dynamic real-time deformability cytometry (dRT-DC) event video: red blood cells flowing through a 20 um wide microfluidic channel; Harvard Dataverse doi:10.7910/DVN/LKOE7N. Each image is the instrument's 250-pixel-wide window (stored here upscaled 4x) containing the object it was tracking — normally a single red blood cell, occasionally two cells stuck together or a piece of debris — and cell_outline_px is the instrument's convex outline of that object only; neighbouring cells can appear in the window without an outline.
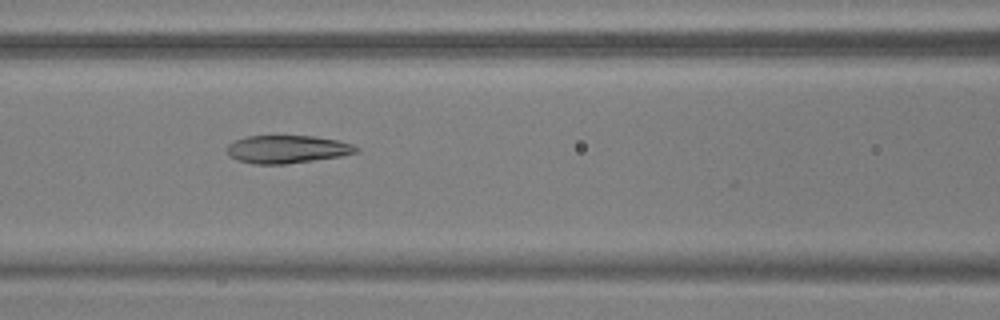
{"species": "common noctule bat (a hibernating species)", "species_latin": "Nyctalus noctula", "temperature_condition": "warm", "stored_images_in_passage": 23, "camera_frame_rate_fps": 3000, "um_per_image_px": 0.085, "animal": {"sex": "male", "body_mass_g": 17.9, "forearm_length_mm": 54.2}, "frame": {"image": 1, "passage_image": 19, "time_ms": 6.0, "image_size_px": [1000, 320], "cell_outline_px": [[360, 152], [340, 156], [284, 164], [252, 164], [228, 156], [228, 144], [236, 140], [248, 136], [316, 136], [336, 140], [352, 144], [360, 148]], "centroid_in_image_um": [24.43, 12.68], "position_along_channel_um": 142.2, "area_um2": 20.87}}
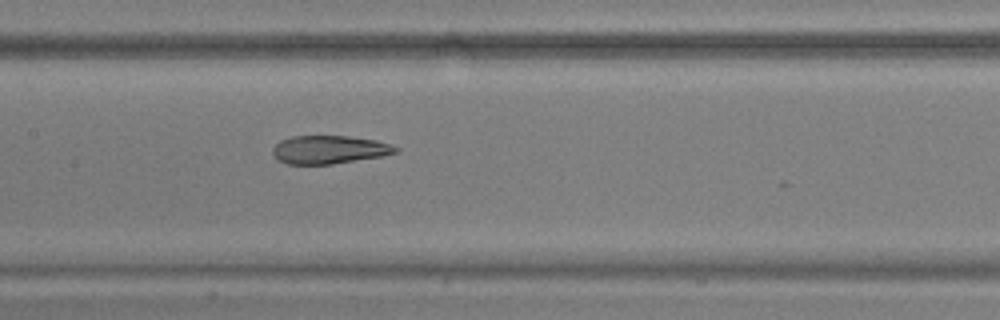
{"frame": {"image": 2, "passage_image": 22, "time_ms": 7.0, "image_size_px": [1000, 320], "cell_outline_px": [[400, 152], [384, 156], [332, 164], [288, 164], [280, 160], [272, 152], [272, 148], [280, 140], [292, 136], [348, 136], [376, 140], [392, 144], [400, 148]], "centroid_in_image_um": [28.05, 12.71], "position_along_channel_um": 179.3, "area_um2": 20.35}}